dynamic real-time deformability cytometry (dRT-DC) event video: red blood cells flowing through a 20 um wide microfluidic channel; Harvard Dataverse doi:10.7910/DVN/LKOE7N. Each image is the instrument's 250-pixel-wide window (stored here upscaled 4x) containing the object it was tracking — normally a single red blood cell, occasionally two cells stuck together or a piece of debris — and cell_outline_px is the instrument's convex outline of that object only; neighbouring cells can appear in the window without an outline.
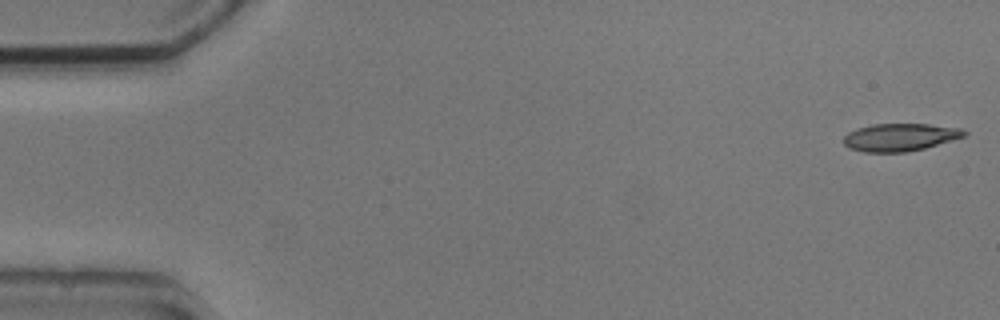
{"species": "common noctule bat (a hibernating species)", "species_latin": "Nyctalus noctula", "temperature_condition": "cold", "stored_images_in_passage": 5, "camera_frame_rate_fps": 3000, "um_per_image_px": 0.085, "animal": {"sex": "male", "body_mass_g": 20.5, "forearm_length_mm": 52.5}, "frame": {"image": 1, "passage_image": 1, "time_ms": 0.0, "image_size_px": [1000, 320], "cell_outline_px": [[968, 132], [964, 136], [924, 148], [904, 152], [864, 152], [848, 148], [844, 144], [844, 136], [848, 132], [856, 128], [872, 124], [928, 124], [960, 128]], "centroid_in_image_um": [76.45, 11.66], "position_along_channel_um": 8.5, "area_um2": 19.31}}
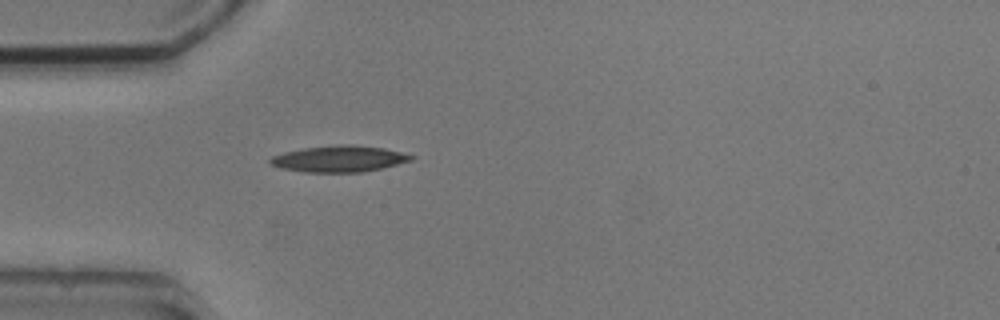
{"frame": {"image": 2, "passage_image": 5, "time_ms": 4.667, "image_size_px": [1000, 320], "cell_outline_px": [[416, 156], [412, 160], [384, 168], [360, 172], [304, 172], [280, 168], [272, 164], [268, 160], [272, 156], [284, 152], [304, 148], [336, 144], [352, 144], [384, 148]], "centroid_in_image_um": [28.84, 13.49], "position_along_channel_um": 56.2, "area_um2": 21.68}}